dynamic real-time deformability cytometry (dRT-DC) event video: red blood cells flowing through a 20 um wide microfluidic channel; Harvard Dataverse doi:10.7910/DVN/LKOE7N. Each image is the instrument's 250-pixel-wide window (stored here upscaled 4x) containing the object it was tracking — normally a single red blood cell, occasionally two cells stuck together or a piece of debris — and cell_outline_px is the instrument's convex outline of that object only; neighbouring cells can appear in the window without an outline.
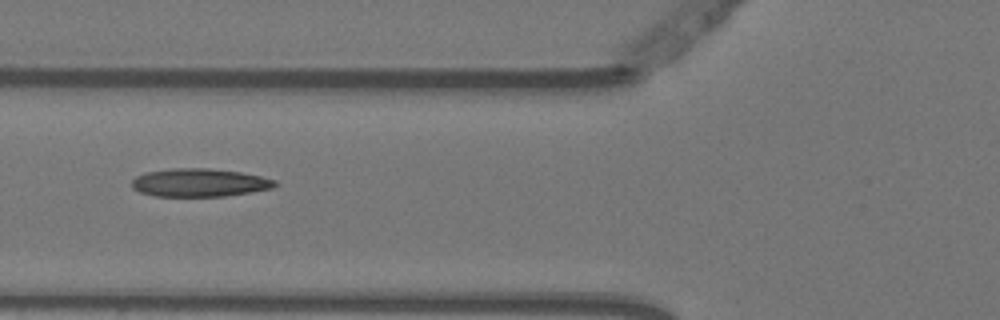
{"species": "Egyptian fruit bat (a non-hibernating species)", "species_latin": "Rousettus aegyptiacus", "temperature_condition": "warm", "stored_images_in_passage": 4, "camera_frame_rate_fps": 3000, "um_per_image_px": 0.085, "animal": {"sex": "female"}, "frame": {"image": 1, "passage_image": 2, "time_ms": 0.333, "image_size_px": [1000, 320], "cell_outline_px": [[276, 184], [272, 188], [252, 192], [224, 196], [156, 196], [140, 192], [132, 188], [132, 180], [136, 176], [144, 172], [172, 168], [208, 168], [240, 172], [260, 176], [276, 180]], "centroid_in_image_um": [16.93, 15.52], "position_along_channel_um": 108.9, "area_um2": 23.47}}
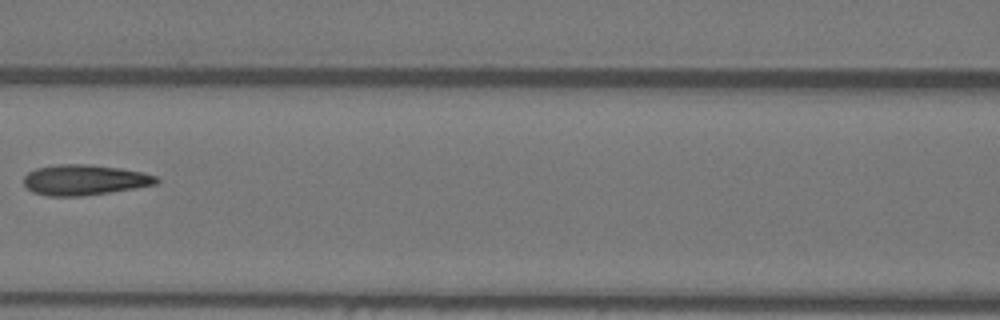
{"frame": {"image": 2, "passage_image": 3, "time_ms": 0.667, "image_size_px": [1000, 320], "cell_outline_px": [[160, 180], [156, 184], [108, 192], [80, 196], [48, 196], [32, 192], [24, 184], [24, 176], [28, 172], [36, 168], [56, 164], [88, 164], [120, 168], [144, 172], [156, 176]], "centroid_in_image_um": [7.16, 15.28], "position_along_channel_um": 159.4, "area_um2": 23.47}}
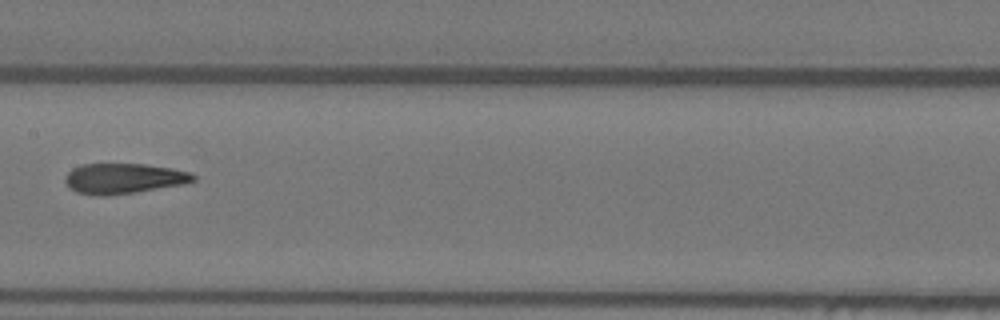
{"frame": {"image": 3, "passage_image": 4, "time_ms": 1.0, "image_size_px": [1000, 320], "cell_outline_px": [[196, 180], [184, 184], [136, 192], [104, 196], [96, 196], [76, 192], [68, 188], [64, 180], [64, 176], [72, 168], [80, 164], [144, 164], [172, 168], [192, 172], [196, 176]], "centroid_in_image_um": [10.49, 15.17], "position_along_channel_um": 196.9, "area_um2": 22.95}}